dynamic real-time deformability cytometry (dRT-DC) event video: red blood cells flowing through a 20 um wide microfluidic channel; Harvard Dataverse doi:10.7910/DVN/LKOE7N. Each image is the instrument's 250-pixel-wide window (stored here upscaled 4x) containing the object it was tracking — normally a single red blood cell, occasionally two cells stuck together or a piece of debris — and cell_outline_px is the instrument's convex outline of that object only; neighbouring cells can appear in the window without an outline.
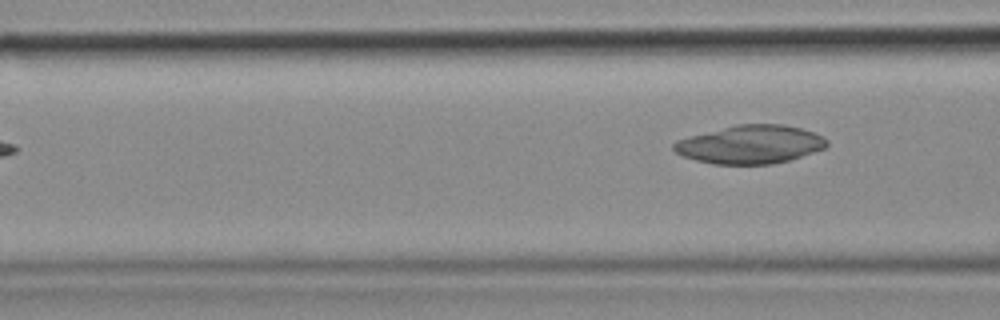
{"species": "common noctule bat (a hibernating species)", "species_latin": "Nyctalus noctula", "temperature_condition": "cold", "stored_images_in_passage": 5, "camera_frame_rate_fps": 3000, "um_per_image_px": 0.085, "animal": {"sex": "female", "body_mass_g": 18.4}, "frame": {"image": 1, "passage_image": 5, "time_ms": 1.333, "image_size_px": [1000, 320], "cell_outline_px": [[828, 144], [824, 148], [788, 160], [772, 164], [712, 164], [696, 160], [684, 156], [676, 152], [672, 148], [672, 144], [676, 140], [736, 124], [784, 124], [800, 128], [824, 136], [828, 140]], "centroid_in_image_um": [63.77, 12.27], "position_along_channel_um": 102.8, "area_um2": 33.99}}